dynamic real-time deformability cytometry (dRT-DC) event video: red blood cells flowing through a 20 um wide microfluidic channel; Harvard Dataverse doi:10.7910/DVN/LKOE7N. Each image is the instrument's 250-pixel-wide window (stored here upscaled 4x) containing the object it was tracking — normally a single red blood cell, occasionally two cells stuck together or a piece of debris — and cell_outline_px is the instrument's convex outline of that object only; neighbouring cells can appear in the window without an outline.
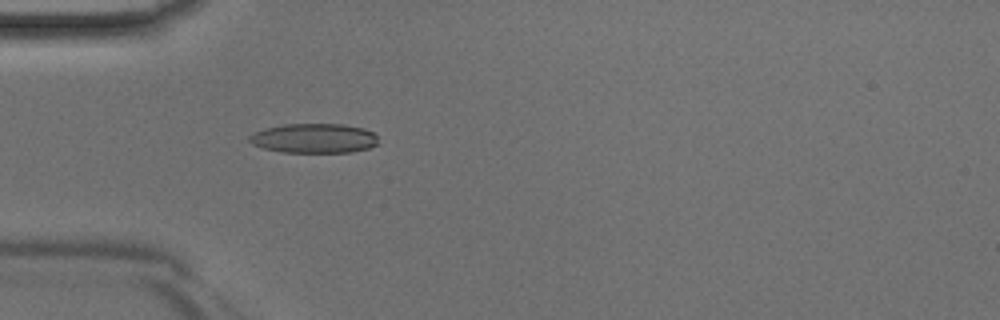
{"species": "Egyptian fruit bat (a non-hibernating species)", "species_latin": "Rousettus aegyptiacus", "temperature_condition": "room temperature", "stored_images_in_passage": 45, "camera_frame_rate_fps": 3000, "um_per_image_px": 0.085, "animal": {"sex": "male"}, "frame": {"image": 1, "passage_image": 14, "time_ms": 4.333, "image_size_px": [1000, 320], "cell_outline_px": [[376, 144], [368, 148], [352, 152], [280, 152], [264, 148], [252, 144], [248, 140], [248, 136], [256, 132], [268, 128], [284, 124], [344, 124], [364, 128], [372, 132], [376, 136]], "centroid_in_image_um": [26.69, 11.75], "position_along_channel_um": 58.3, "area_um2": 22.02}}
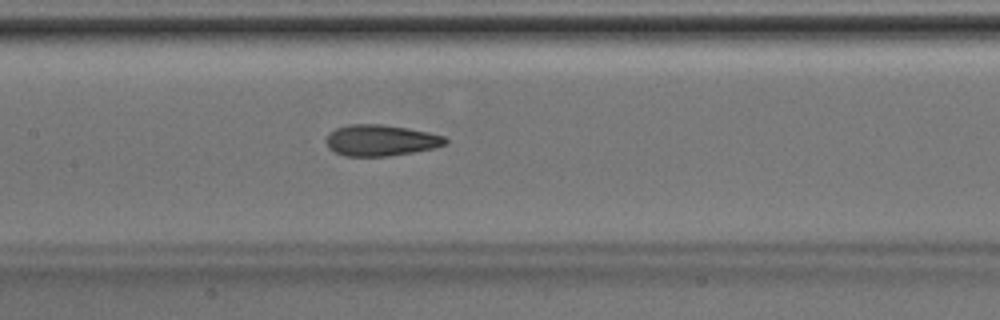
{"frame": {"image": 2, "passage_image": 22, "time_ms": 7.0, "image_size_px": [1000, 320], "cell_outline_px": [[448, 144], [436, 148], [388, 156], [344, 156], [328, 148], [324, 140], [328, 132], [336, 128], [348, 124], [380, 124], [408, 128], [428, 132], [444, 136], [448, 140]], "centroid_in_image_um": [32.35, 11.92], "position_along_channel_um": 175.1, "area_um2": 21.91}}
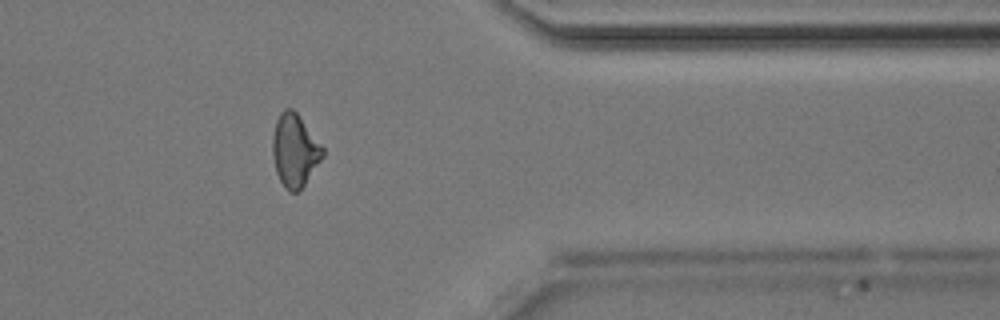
{"frame": {"image": 3, "passage_image": 37, "time_ms": 12.0, "image_size_px": [1000, 320], "cell_outline_px": [[324, 156], [304, 184], [296, 192], [288, 192], [284, 188], [276, 172], [272, 156], [272, 136], [276, 120], [280, 112], [284, 108], [292, 108], [296, 112], [324, 148]], "centroid_in_image_um": [25.03, 12.78], "position_along_channel_um": 386.4, "area_um2": 21.21}}